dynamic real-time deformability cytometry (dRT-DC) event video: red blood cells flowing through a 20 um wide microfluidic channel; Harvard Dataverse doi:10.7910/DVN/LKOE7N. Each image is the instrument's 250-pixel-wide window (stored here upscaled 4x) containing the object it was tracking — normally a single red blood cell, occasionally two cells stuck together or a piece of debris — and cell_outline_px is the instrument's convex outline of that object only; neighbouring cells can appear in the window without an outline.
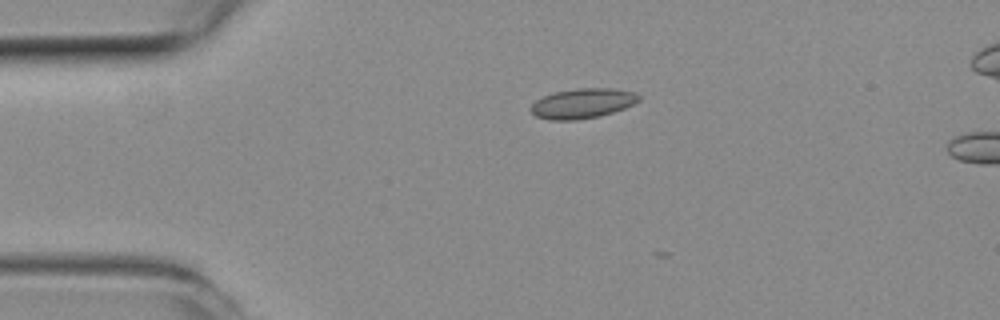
{"species": "common noctule bat (a hibernating species)", "species_latin": "Nyctalus noctula", "temperature_condition": "room temperature", "stored_images_in_passage": 5, "camera_frame_rate_fps": 3000, "um_per_image_px": 0.085, "animal": {"sex": "female", "body_mass_g": 19.3, "forearm_length_mm": 54.1}, "frame": {"image": 1, "passage_image": 2, "time_ms": 0.333, "image_size_px": [1000, 320], "cell_outline_px": [[640, 100], [624, 108], [600, 116], [576, 120], [548, 120], [536, 116], [528, 108], [536, 100], [552, 92], [576, 88], [612, 88], [636, 92], [640, 96]], "centroid_in_image_um": [49.5, 8.78], "position_along_channel_um": 35.5, "area_um2": 18.96}}